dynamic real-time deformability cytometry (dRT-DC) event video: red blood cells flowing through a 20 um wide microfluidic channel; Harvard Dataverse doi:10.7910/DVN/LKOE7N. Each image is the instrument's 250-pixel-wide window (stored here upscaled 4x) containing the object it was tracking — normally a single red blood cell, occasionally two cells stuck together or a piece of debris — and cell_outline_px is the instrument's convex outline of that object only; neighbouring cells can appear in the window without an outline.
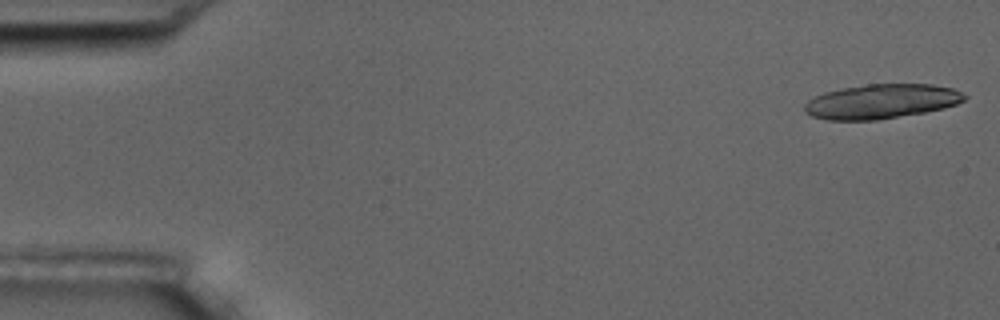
{"species": "common noctule bat (a hibernating species)", "species_latin": "Nyctalus noctula", "temperature_condition": "room temperature", "stored_images_in_passage": 19, "camera_frame_rate_fps": 3000, "um_per_image_px": 0.085, "animal": {"sex": "male", "body_mass_g": 17.5, "forearm_length_mm": 52.3}, "frame": {"image": 1, "passage_image": 1, "time_ms": 0.0, "image_size_px": [1000, 320], "cell_outline_px": [[968, 96], [964, 100], [956, 104], [944, 108], [924, 112], [876, 120], [828, 120], [812, 116], [804, 112], [804, 104], [808, 100], [824, 92], [840, 88], [868, 84], [932, 84], [952, 88]], "centroid_in_image_um": [74.89, 8.62], "position_along_channel_um": 10.1, "area_um2": 32.14}}